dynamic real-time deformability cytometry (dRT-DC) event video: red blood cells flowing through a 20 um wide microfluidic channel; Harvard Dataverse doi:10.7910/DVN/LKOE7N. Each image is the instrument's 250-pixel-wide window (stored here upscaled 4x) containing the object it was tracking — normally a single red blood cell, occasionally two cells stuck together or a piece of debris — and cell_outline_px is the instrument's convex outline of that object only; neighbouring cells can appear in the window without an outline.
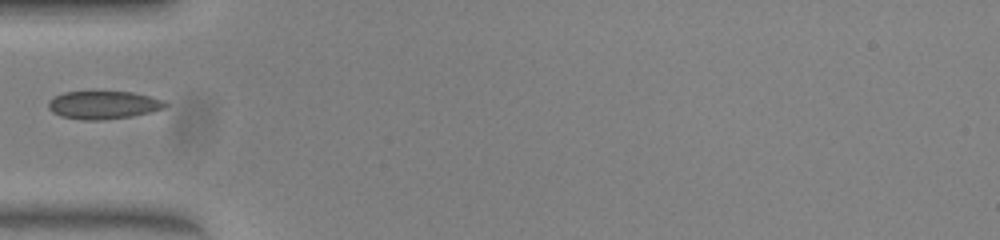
{"species": "common noctule bat (a hibernating species)", "species_latin": "Nyctalus noctula", "temperature_condition": "warm", "stored_images_in_passage": 34, "camera_frame_rate_fps": 3000, "um_per_image_px": 0.085, "animal": {"sex": "female", "body_mass_g": 23.0, "forearm_length_mm": 53.4}, "frame": {"image": 1, "passage_image": 1, "time_ms": 0.0, "image_size_px": [1000, 240], "cell_outline_px": [[168, 104], [164, 108], [152, 112], [132, 116], [104, 120], [84, 120], [60, 116], [52, 112], [48, 108], [48, 100], [64, 92], [132, 92], [164, 100]], "centroid_in_image_um": [8.79, 8.93], "position_along_channel_um": 76.2, "area_um2": 19.07}}
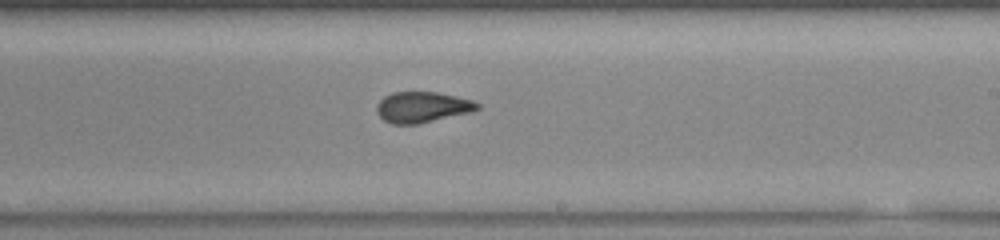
{"frame": {"image": 2, "passage_image": 14, "time_ms": 4.333, "image_size_px": [1000, 240], "cell_outline_px": [[480, 108], [468, 112], [420, 124], [392, 124], [384, 120], [376, 112], [376, 104], [384, 96], [392, 92], [436, 92], [456, 96], [472, 100], [480, 104]], "centroid_in_image_um": [35.86, 9.1], "position_along_channel_um": 253.1, "area_um2": 18.03}}
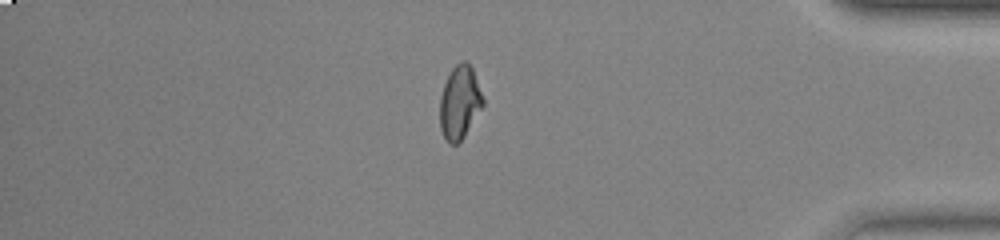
{"frame": {"image": 3, "passage_image": 27, "time_ms": 8.667, "image_size_px": [1000, 240], "cell_outline_px": [[484, 104], [464, 136], [456, 144], [452, 144], [444, 136], [440, 128], [440, 96], [444, 84], [452, 68], [460, 60], [464, 60], [472, 68], [484, 100]], "centroid_in_image_um": [39.06, 8.68], "position_along_channel_um": 396.1, "area_um2": 18.09}}